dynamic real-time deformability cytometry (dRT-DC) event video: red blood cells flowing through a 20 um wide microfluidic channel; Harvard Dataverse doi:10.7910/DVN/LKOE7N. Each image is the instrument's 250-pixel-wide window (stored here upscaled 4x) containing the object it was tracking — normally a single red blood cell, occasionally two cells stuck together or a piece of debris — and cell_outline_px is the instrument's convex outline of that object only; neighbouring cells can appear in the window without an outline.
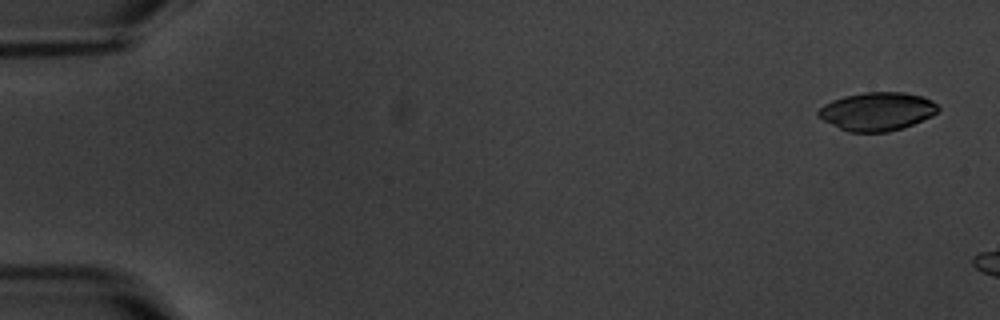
{"species": "common noctule bat (a hibernating species)", "species_latin": "Nyctalus noctula", "temperature_condition": "warm", "stored_images_in_passage": 3, "camera_frame_rate_fps": 3000, "um_per_image_px": 0.085, "animal": {"sex": "male", "body_mass_g": 20.1, "forearm_length_mm": 53.5}, "frame": {"image": 1, "passage_image": 1, "time_ms": 0.0, "image_size_px": [1000, 320], "cell_outline_px": [[940, 108], [932, 116], [904, 128], [888, 132], [848, 132], [816, 116], [816, 112], [824, 104], [832, 100], [844, 96], [864, 92], [904, 92], [924, 96], [932, 100]], "centroid_in_image_um": [74.56, 9.47], "position_along_channel_um": 10.4, "area_um2": 26.93}}